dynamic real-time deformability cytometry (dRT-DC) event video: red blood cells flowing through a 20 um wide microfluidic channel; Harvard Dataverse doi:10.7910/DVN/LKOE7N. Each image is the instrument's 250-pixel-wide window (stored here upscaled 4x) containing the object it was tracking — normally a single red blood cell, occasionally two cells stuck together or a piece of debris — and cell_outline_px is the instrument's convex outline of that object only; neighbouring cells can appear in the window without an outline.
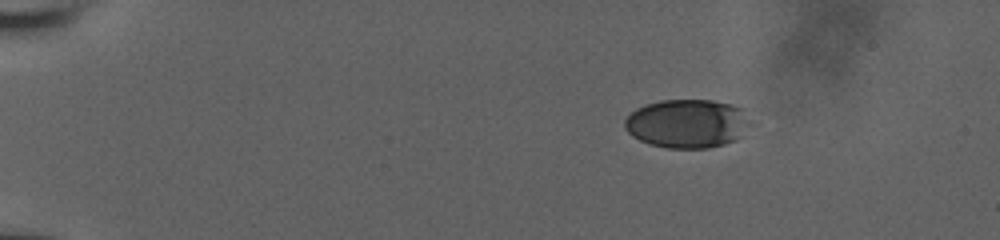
{"species": "human", "species_latin": "Homo sapiens", "temperature_condition": "room temperature", "stored_images_in_passage": 7, "camera_frame_rate_fps": 3000, "um_per_image_px": 0.085, "donor": {"sex": "male"}, "frame": {"image": 1, "passage_image": 1, "time_ms": 0.0, "image_size_px": [1000, 240], "cell_outline_px": [[756, 124], [736, 140], [724, 144], [708, 148], [668, 148], [648, 144], [632, 136], [624, 128], [624, 120], [636, 108], [644, 104], [660, 100], [712, 100], [732, 104], [744, 108]], "centroid_in_image_um": [58.5, 10.49], "position_along_channel_um": 26.5, "area_um2": 36.59}}